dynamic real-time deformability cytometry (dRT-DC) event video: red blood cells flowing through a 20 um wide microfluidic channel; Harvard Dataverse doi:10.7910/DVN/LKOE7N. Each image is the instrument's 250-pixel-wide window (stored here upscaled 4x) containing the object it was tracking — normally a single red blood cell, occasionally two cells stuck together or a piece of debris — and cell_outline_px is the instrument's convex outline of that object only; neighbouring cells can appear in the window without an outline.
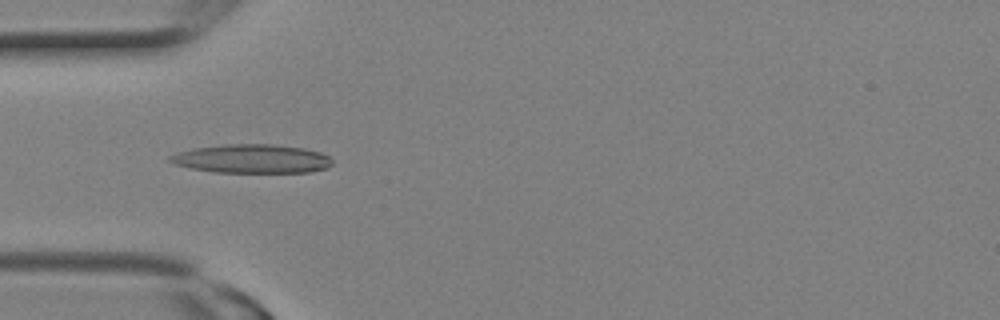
{"species": "Egyptian fruit bat (a non-hibernating species)", "species_latin": "Rousettus aegyptiacus", "temperature_condition": "room temperature", "stored_images_in_passage": 5, "camera_frame_rate_fps": 3000, "um_per_image_px": 0.085, "animal": {"sex": "female"}, "frame": {"image": 1, "passage_image": 2, "time_ms": 0.333, "image_size_px": [1000, 320], "cell_outline_px": [[332, 164], [328, 168], [308, 172], [216, 172], [192, 168], [176, 164], [164, 160], [168, 156], [176, 152], [192, 148], [224, 144], [272, 144], [304, 148], [320, 152], [328, 156], [332, 160]], "centroid_in_image_um": [21.37, 13.48], "position_along_channel_um": 63.6, "area_um2": 27.34}}
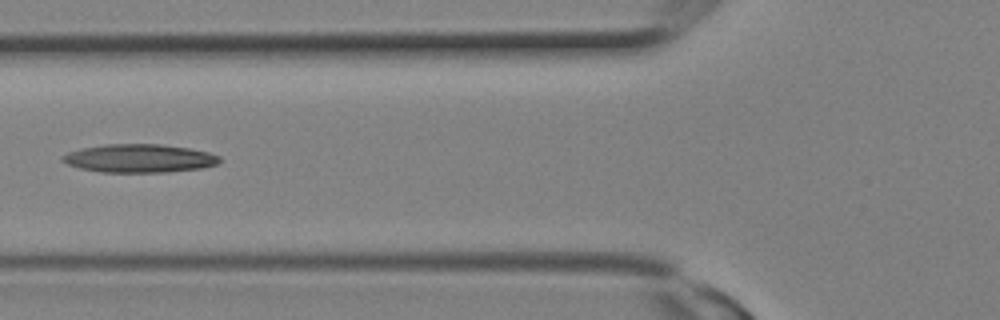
{"frame": {"image": 2, "passage_image": 4, "time_ms": 1.0, "image_size_px": [1000, 320], "cell_outline_px": [[220, 160], [216, 164], [200, 168], [168, 172], [100, 172], [80, 168], [68, 164], [60, 160], [60, 156], [68, 152], [80, 148], [104, 144], [160, 144], [192, 148], [208, 152], [220, 156]], "centroid_in_image_um": [11.81, 13.45], "position_along_channel_um": 114.0, "area_um2": 26.07}}